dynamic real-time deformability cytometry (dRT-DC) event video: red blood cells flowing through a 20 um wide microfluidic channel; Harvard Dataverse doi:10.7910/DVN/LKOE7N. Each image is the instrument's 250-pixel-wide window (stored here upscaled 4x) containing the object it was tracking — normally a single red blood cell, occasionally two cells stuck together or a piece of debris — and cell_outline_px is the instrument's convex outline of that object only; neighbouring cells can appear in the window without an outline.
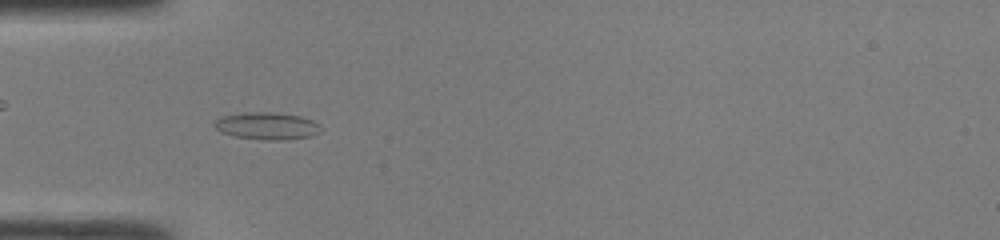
{"species": "common noctule bat (a hibernating species)", "species_latin": "Nyctalus noctula", "temperature_condition": "room temperature", "stored_images_in_passage": 38, "camera_frame_rate_fps": 3000, "um_per_image_px": 0.085, "animal": {"sex": "male", "body_mass_g": 19.0, "forearm_length_mm": 50.8}, "frame": {"image": 1, "passage_image": 6, "time_ms": 1.667, "image_size_px": [1000, 240], "cell_outline_px": [[320, 132], [312, 136], [284, 140], [264, 140], [232, 136], [220, 132], [212, 124], [216, 120], [224, 116], [244, 112], [272, 112], [300, 116], [312, 120], [320, 124]], "centroid_in_image_um": [22.69, 10.71], "position_along_channel_um": 62.3, "area_um2": 16.99}}
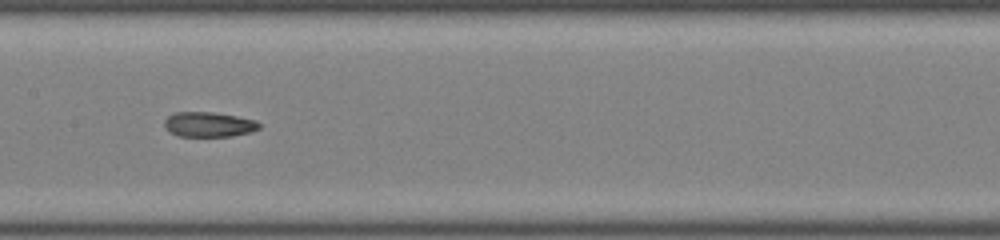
{"frame": {"image": 2, "passage_image": 15, "time_ms": 4.667, "image_size_px": [1000, 240], "cell_outline_px": [[260, 128], [252, 132], [232, 136], [180, 136], [172, 132], [164, 124], [164, 120], [168, 116], [176, 112], [212, 112], [236, 116], [256, 120], [260, 124]], "centroid_in_image_um": [17.79, 10.57], "position_along_channel_um": 189.6, "area_um2": 13.64}}
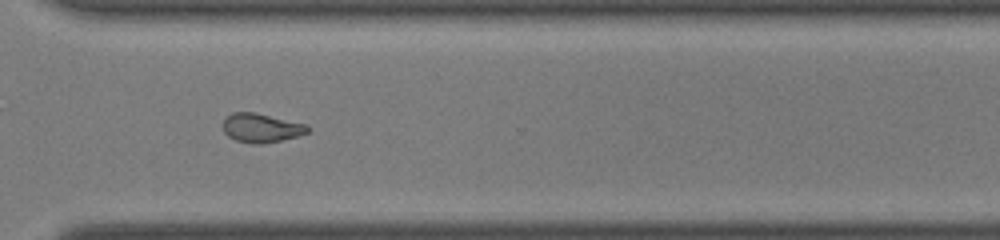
{"frame": {"image": 3, "passage_image": 26, "time_ms": 8.333, "image_size_px": [1000, 240], "cell_outline_px": [[308, 132], [296, 136], [264, 144], [252, 144], [236, 140], [228, 136], [224, 132], [224, 120], [232, 112], [256, 112], [308, 124]], "centroid_in_image_um": [22.21, 10.86], "position_along_channel_um": 348.4, "area_um2": 14.28}, "authors_computed_cell_mechanics": {"area_um2": 14.739, "velocity_mm_per_s": 4.3127, "shape_relaxation_time_tau1_ms": null, "shape_relaxation_time_tau2_ms": 7.2197, "deformation_change_tau1": null, "deformation_change_tau2": 0.144}}